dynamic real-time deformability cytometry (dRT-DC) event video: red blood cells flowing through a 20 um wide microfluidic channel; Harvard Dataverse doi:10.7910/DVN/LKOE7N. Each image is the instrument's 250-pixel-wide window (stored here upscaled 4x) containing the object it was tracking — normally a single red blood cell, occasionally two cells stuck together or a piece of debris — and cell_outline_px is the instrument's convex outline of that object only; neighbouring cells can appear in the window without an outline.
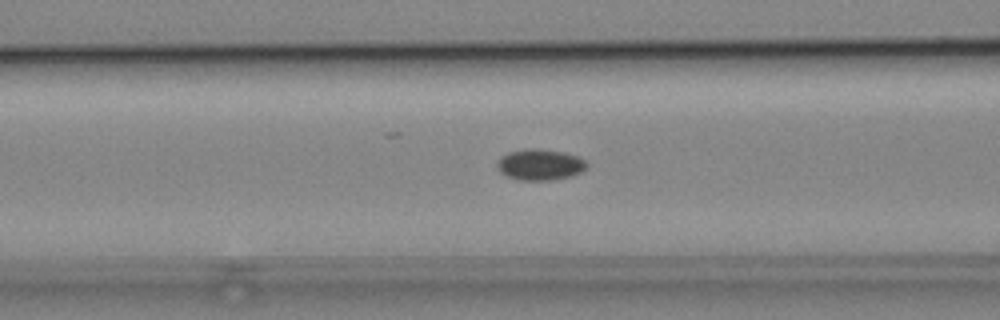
{"species": "common noctule bat (a hibernating species)", "species_latin": "Nyctalus noctula", "temperature_condition": "cold", "stored_images_in_passage": 45, "camera_frame_rate_fps": 3000, "um_per_image_px": 0.085, "animal": {"sex": "male", "body_mass_g": 19.2, "forearm_length_mm": 51.8}, "frame": {"image": 1, "passage_image": 12, "time_ms": 3.667, "image_size_px": [1000, 320], "cell_outline_px": [[588, 164], [580, 172], [572, 176], [552, 180], [520, 180], [508, 176], [500, 172], [496, 168], [496, 164], [500, 156], [508, 152], [524, 148], [536, 148], [564, 152], [576, 156], [584, 160]], "centroid_in_image_um": [45.85, 13.98], "position_along_channel_um": 120.7, "area_um2": 16.3}}
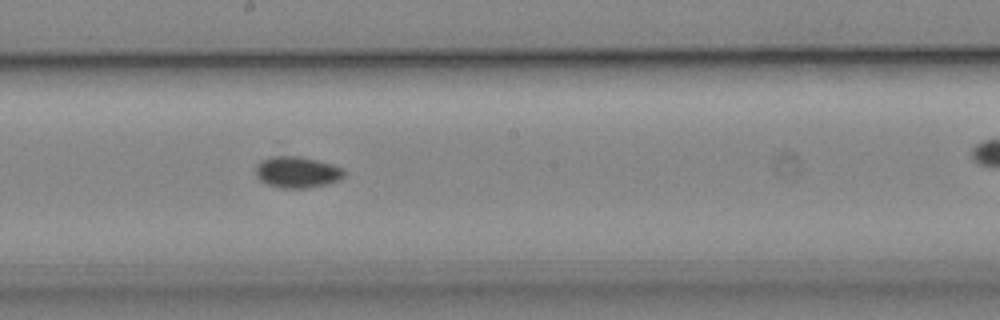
{"frame": {"image": 2, "passage_image": 20, "time_ms": 6.333, "image_size_px": [1000, 320], "cell_outline_px": [[344, 176], [340, 180], [324, 184], [304, 188], [280, 188], [268, 184], [260, 180], [256, 176], [256, 164], [260, 160], [280, 152], [284, 152], [332, 164], [344, 168]], "centroid_in_image_um": [25.2, 14.57], "position_along_channel_um": 223.0, "area_um2": 16.65}}
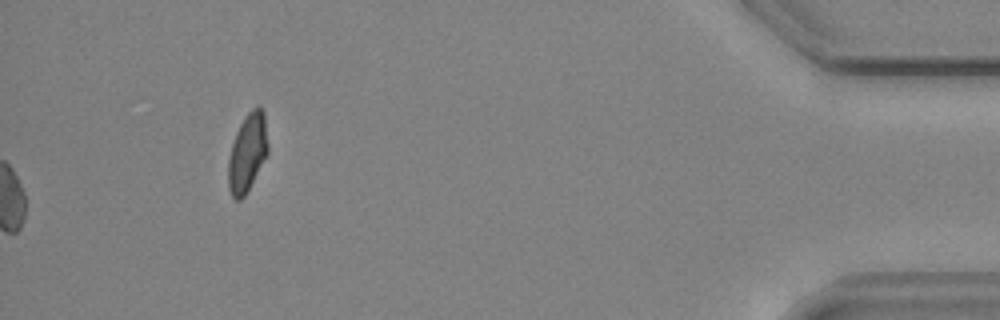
{"frame": {"image": 3, "passage_image": 45, "time_ms": 14.667, "image_size_px": [1000, 320], "cell_outline_px": [[268, 152], [244, 196], [240, 200], [236, 200], [232, 196], [228, 188], [228, 160], [232, 144], [236, 132], [244, 116], [256, 104], [260, 104], [264, 112], [268, 144]], "centroid_in_image_um": [21.03, 12.92], "position_along_channel_um": 414.2, "area_um2": 18.03}}